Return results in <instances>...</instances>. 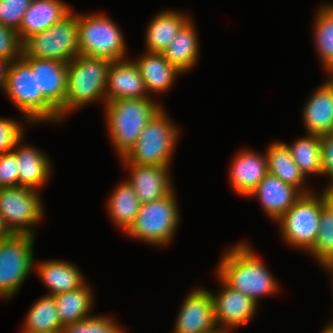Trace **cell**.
Instances as JSON below:
<instances>
[{
	"label": "cell",
	"instance_id": "obj_1",
	"mask_svg": "<svg viewBox=\"0 0 333 333\" xmlns=\"http://www.w3.org/2000/svg\"><path fill=\"white\" fill-rule=\"evenodd\" d=\"M217 276L230 288L244 293L255 302L277 292L278 283L250 246L238 243L222 256Z\"/></svg>",
	"mask_w": 333,
	"mask_h": 333
},
{
	"label": "cell",
	"instance_id": "obj_2",
	"mask_svg": "<svg viewBox=\"0 0 333 333\" xmlns=\"http://www.w3.org/2000/svg\"><path fill=\"white\" fill-rule=\"evenodd\" d=\"M112 143L123 159L136 144L147 123L162 109L149 97L111 100L105 103Z\"/></svg>",
	"mask_w": 333,
	"mask_h": 333
},
{
	"label": "cell",
	"instance_id": "obj_3",
	"mask_svg": "<svg viewBox=\"0 0 333 333\" xmlns=\"http://www.w3.org/2000/svg\"><path fill=\"white\" fill-rule=\"evenodd\" d=\"M110 60L79 54L67 64V92L58 110L59 121L67 113L102 98L106 103V83Z\"/></svg>",
	"mask_w": 333,
	"mask_h": 333
},
{
	"label": "cell",
	"instance_id": "obj_4",
	"mask_svg": "<svg viewBox=\"0 0 333 333\" xmlns=\"http://www.w3.org/2000/svg\"><path fill=\"white\" fill-rule=\"evenodd\" d=\"M163 108L147 123L136 144L122 159L125 164L169 166L179 137Z\"/></svg>",
	"mask_w": 333,
	"mask_h": 333
},
{
	"label": "cell",
	"instance_id": "obj_5",
	"mask_svg": "<svg viewBox=\"0 0 333 333\" xmlns=\"http://www.w3.org/2000/svg\"><path fill=\"white\" fill-rule=\"evenodd\" d=\"M4 92L28 122L59 121V111L37 89L36 71L22 57L12 62Z\"/></svg>",
	"mask_w": 333,
	"mask_h": 333
},
{
	"label": "cell",
	"instance_id": "obj_6",
	"mask_svg": "<svg viewBox=\"0 0 333 333\" xmlns=\"http://www.w3.org/2000/svg\"><path fill=\"white\" fill-rule=\"evenodd\" d=\"M22 57L56 60L68 64L79 55L78 14L70 12L50 28L28 37Z\"/></svg>",
	"mask_w": 333,
	"mask_h": 333
},
{
	"label": "cell",
	"instance_id": "obj_7",
	"mask_svg": "<svg viewBox=\"0 0 333 333\" xmlns=\"http://www.w3.org/2000/svg\"><path fill=\"white\" fill-rule=\"evenodd\" d=\"M173 191L163 198L141 204L136 219L126 234L153 245L164 246L171 242L180 220Z\"/></svg>",
	"mask_w": 333,
	"mask_h": 333
},
{
	"label": "cell",
	"instance_id": "obj_8",
	"mask_svg": "<svg viewBox=\"0 0 333 333\" xmlns=\"http://www.w3.org/2000/svg\"><path fill=\"white\" fill-rule=\"evenodd\" d=\"M123 34L116 23L102 14L78 15L79 54L104 58L107 60H124L126 44Z\"/></svg>",
	"mask_w": 333,
	"mask_h": 333
},
{
	"label": "cell",
	"instance_id": "obj_9",
	"mask_svg": "<svg viewBox=\"0 0 333 333\" xmlns=\"http://www.w3.org/2000/svg\"><path fill=\"white\" fill-rule=\"evenodd\" d=\"M35 237L12 234L0 241V297L9 299L33 270Z\"/></svg>",
	"mask_w": 333,
	"mask_h": 333
},
{
	"label": "cell",
	"instance_id": "obj_10",
	"mask_svg": "<svg viewBox=\"0 0 333 333\" xmlns=\"http://www.w3.org/2000/svg\"><path fill=\"white\" fill-rule=\"evenodd\" d=\"M314 194H302L278 220L285 243L304 251L313 247L319 230L323 193L318 197Z\"/></svg>",
	"mask_w": 333,
	"mask_h": 333
},
{
	"label": "cell",
	"instance_id": "obj_11",
	"mask_svg": "<svg viewBox=\"0 0 333 333\" xmlns=\"http://www.w3.org/2000/svg\"><path fill=\"white\" fill-rule=\"evenodd\" d=\"M41 203L36 190L22 186L0 189V214L12 234L35 236L31 228L43 217Z\"/></svg>",
	"mask_w": 333,
	"mask_h": 333
},
{
	"label": "cell",
	"instance_id": "obj_12",
	"mask_svg": "<svg viewBox=\"0 0 333 333\" xmlns=\"http://www.w3.org/2000/svg\"><path fill=\"white\" fill-rule=\"evenodd\" d=\"M174 333H221L214 318L211 292L195 289L186 296L177 316Z\"/></svg>",
	"mask_w": 333,
	"mask_h": 333
},
{
	"label": "cell",
	"instance_id": "obj_13",
	"mask_svg": "<svg viewBox=\"0 0 333 333\" xmlns=\"http://www.w3.org/2000/svg\"><path fill=\"white\" fill-rule=\"evenodd\" d=\"M219 280L223 284L222 291L218 296L211 293L214 302V318L219 331L228 333L229 328L233 329L251 321L257 311L258 302L230 288L220 278Z\"/></svg>",
	"mask_w": 333,
	"mask_h": 333
},
{
	"label": "cell",
	"instance_id": "obj_14",
	"mask_svg": "<svg viewBox=\"0 0 333 333\" xmlns=\"http://www.w3.org/2000/svg\"><path fill=\"white\" fill-rule=\"evenodd\" d=\"M113 61L106 83V103L111 100L150 97L142 75L134 61Z\"/></svg>",
	"mask_w": 333,
	"mask_h": 333
},
{
	"label": "cell",
	"instance_id": "obj_15",
	"mask_svg": "<svg viewBox=\"0 0 333 333\" xmlns=\"http://www.w3.org/2000/svg\"><path fill=\"white\" fill-rule=\"evenodd\" d=\"M301 196L296 187L268 173L247 197H257L269 218L278 221Z\"/></svg>",
	"mask_w": 333,
	"mask_h": 333
},
{
	"label": "cell",
	"instance_id": "obj_16",
	"mask_svg": "<svg viewBox=\"0 0 333 333\" xmlns=\"http://www.w3.org/2000/svg\"><path fill=\"white\" fill-rule=\"evenodd\" d=\"M36 71L37 89L59 110L67 92V64L56 60L22 57Z\"/></svg>",
	"mask_w": 333,
	"mask_h": 333
},
{
	"label": "cell",
	"instance_id": "obj_17",
	"mask_svg": "<svg viewBox=\"0 0 333 333\" xmlns=\"http://www.w3.org/2000/svg\"><path fill=\"white\" fill-rule=\"evenodd\" d=\"M131 176L127 180L141 202L148 203L167 196L172 190L169 166L125 164Z\"/></svg>",
	"mask_w": 333,
	"mask_h": 333
},
{
	"label": "cell",
	"instance_id": "obj_18",
	"mask_svg": "<svg viewBox=\"0 0 333 333\" xmlns=\"http://www.w3.org/2000/svg\"><path fill=\"white\" fill-rule=\"evenodd\" d=\"M230 168V182L239 195L248 196L268 174L266 154L251 150L241 151L233 158Z\"/></svg>",
	"mask_w": 333,
	"mask_h": 333
},
{
	"label": "cell",
	"instance_id": "obj_19",
	"mask_svg": "<svg viewBox=\"0 0 333 333\" xmlns=\"http://www.w3.org/2000/svg\"><path fill=\"white\" fill-rule=\"evenodd\" d=\"M71 11L61 0H33L17 31L20 41L23 43L31 35L45 31Z\"/></svg>",
	"mask_w": 333,
	"mask_h": 333
},
{
	"label": "cell",
	"instance_id": "obj_20",
	"mask_svg": "<svg viewBox=\"0 0 333 333\" xmlns=\"http://www.w3.org/2000/svg\"><path fill=\"white\" fill-rule=\"evenodd\" d=\"M21 140L22 138L14 147L15 150H12L18 163L19 186L39 191L50 177V160L43 152L29 144L20 146Z\"/></svg>",
	"mask_w": 333,
	"mask_h": 333
},
{
	"label": "cell",
	"instance_id": "obj_21",
	"mask_svg": "<svg viewBox=\"0 0 333 333\" xmlns=\"http://www.w3.org/2000/svg\"><path fill=\"white\" fill-rule=\"evenodd\" d=\"M303 120L307 134H329L333 124L332 82H325L312 94L304 106Z\"/></svg>",
	"mask_w": 333,
	"mask_h": 333
},
{
	"label": "cell",
	"instance_id": "obj_22",
	"mask_svg": "<svg viewBox=\"0 0 333 333\" xmlns=\"http://www.w3.org/2000/svg\"><path fill=\"white\" fill-rule=\"evenodd\" d=\"M36 269L40 279L50 290L46 295L54 296L73 291L86 282L78 268L70 262L49 260L38 263Z\"/></svg>",
	"mask_w": 333,
	"mask_h": 333
},
{
	"label": "cell",
	"instance_id": "obj_23",
	"mask_svg": "<svg viewBox=\"0 0 333 333\" xmlns=\"http://www.w3.org/2000/svg\"><path fill=\"white\" fill-rule=\"evenodd\" d=\"M142 75L147 92L164 93L168 90L178 74L182 72L164 57L162 53L146 54L133 60Z\"/></svg>",
	"mask_w": 333,
	"mask_h": 333
},
{
	"label": "cell",
	"instance_id": "obj_24",
	"mask_svg": "<svg viewBox=\"0 0 333 333\" xmlns=\"http://www.w3.org/2000/svg\"><path fill=\"white\" fill-rule=\"evenodd\" d=\"M190 19L189 16L172 10L157 14L146 31L147 52L162 53Z\"/></svg>",
	"mask_w": 333,
	"mask_h": 333
},
{
	"label": "cell",
	"instance_id": "obj_25",
	"mask_svg": "<svg viewBox=\"0 0 333 333\" xmlns=\"http://www.w3.org/2000/svg\"><path fill=\"white\" fill-rule=\"evenodd\" d=\"M268 173L280 178L288 185L296 187L302 194L311 193L303 187L306 180L291 156L286 143L277 141L270 144L266 151Z\"/></svg>",
	"mask_w": 333,
	"mask_h": 333
},
{
	"label": "cell",
	"instance_id": "obj_26",
	"mask_svg": "<svg viewBox=\"0 0 333 333\" xmlns=\"http://www.w3.org/2000/svg\"><path fill=\"white\" fill-rule=\"evenodd\" d=\"M195 26L190 19L162 52L171 65L182 73L192 69L198 60L199 44Z\"/></svg>",
	"mask_w": 333,
	"mask_h": 333
},
{
	"label": "cell",
	"instance_id": "obj_27",
	"mask_svg": "<svg viewBox=\"0 0 333 333\" xmlns=\"http://www.w3.org/2000/svg\"><path fill=\"white\" fill-rule=\"evenodd\" d=\"M91 288L85 283L80 288L54 295L62 326L78 323L89 318L93 306Z\"/></svg>",
	"mask_w": 333,
	"mask_h": 333
},
{
	"label": "cell",
	"instance_id": "obj_28",
	"mask_svg": "<svg viewBox=\"0 0 333 333\" xmlns=\"http://www.w3.org/2000/svg\"><path fill=\"white\" fill-rule=\"evenodd\" d=\"M108 213L112 220L125 232L134 223L141 202L139 201L134 188L124 181L115 189L107 202Z\"/></svg>",
	"mask_w": 333,
	"mask_h": 333
},
{
	"label": "cell",
	"instance_id": "obj_29",
	"mask_svg": "<svg viewBox=\"0 0 333 333\" xmlns=\"http://www.w3.org/2000/svg\"><path fill=\"white\" fill-rule=\"evenodd\" d=\"M62 329L55 298L45 295L30 308L22 333H54Z\"/></svg>",
	"mask_w": 333,
	"mask_h": 333
},
{
	"label": "cell",
	"instance_id": "obj_30",
	"mask_svg": "<svg viewBox=\"0 0 333 333\" xmlns=\"http://www.w3.org/2000/svg\"><path fill=\"white\" fill-rule=\"evenodd\" d=\"M323 268L333 263V192L324 190L317 239L308 251Z\"/></svg>",
	"mask_w": 333,
	"mask_h": 333
},
{
	"label": "cell",
	"instance_id": "obj_31",
	"mask_svg": "<svg viewBox=\"0 0 333 333\" xmlns=\"http://www.w3.org/2000/svg\"><path fill=\"white\" fill-rule=\"evenodd\" d=\"M286 145L290 150L292 158L305 177L311 174H322L320 135L308 134L307 137L295 140L292 145Z\"/></svg>",
	"mask_w": 333,
	"mask_h": 333
},
{
	"label": "cell",
	"instance_id": "obj_32",
	"mask_svg": "<svg viewBox=\"0 0 333 333\" xmlns=\"http://www.w3.org/2000/svg\"><path fill=\"white\" fill-rule=\"evenodd\" d=\"M315 17V45L327 70L333 64V4L319 8Z\"/></svg>",
	"mask_w": 333,
	"mask_h": 333
},
{
	"label": "cell",
	"instance_id": "obj_33",
	"mask_svg": "<svg viewBox=\"0 0 333 333\" xmlns=\"http://www.w3.org/2000/svg\"><path fill=\"white\" fill-rule=\"evenodd\" d=\"M63 333H124L113 318L104 316H90L75 324L64 326Z\"/></svg>",
	"mask_w": 333,
	"mask_h": 333
},
{
	"label": "cell",
	"instance_id": "obj_34",
	"mask_svg": "<svg viewBox=\"0 0 333 333\" xmlns=\"http://www.w3.org/2000/svg\"><path fill=\"white\" fill-rule=\"evenodd\" d=\"M33 0H0V23L18 31Z\"/></svg>",
	"mask_w": 333,
	"mask_h": 333
},
{
	"label": "cell",
	"instance_id": "obj_35",
	"mask_svg": "<svg viewBox=\"0 0 333 333\" xmlns=\"http://www.w3.org/2000/svg\"><path fill=\"white\" fill-rule=\"evenodd\" d=\"M23 45L17 31L0 23V58L18 60L22 57Z\"/></svg>",
	"mask_w": 333,
	"mask_h": 333
},
{
	"label": "cell",
	"instance_id": "obj_36",
	"mask_svg": "<svg viewBox=\"0 0 333 333\" xmlns=\"http://www.w3.org/2000/svg\"><path fill=\"white\" fill-rule=\"evenodd\" d=\"M19 170L13 151L0 154V189L19 186Z\"/></svg>",
	"mask_w": 333,
	"mask_h": 333
},
{
	"label": "cell",
	"instance_id": "obj_37",
	"mask_svg": "<svg viewBox=\"0 0 333 333\" xmlns=\"http://www.w3.org/2000/svg\"><path fill=\"white\" fill-rule=\"evenodd\" d=\"M23 136V129L15 120L0 118V154L10 152Z\"/></svg>",
	"mask_w": 333,
	"mask_h": 333
},
{
	"label": "cell",
	"instance_id": "obj_38",
	"mask_svg": "<svg viewBox=\"0 0 333 333\" xmlns=\"http://www.w3.org/2000/svg\"><path fill=\"white\" fill-rule=\"evenodd\" d=\"M322 174L330 176V184L325 190L333 192V135L321 136Z\"/></svg>",
	"mask_w": 333,
	"mask_h": 333
},
{
	"label": "cell",
	"instance_id": "obj_39",
	"mask_svg": "<svg viewBox=\"0 0 333 333\" xmlns=\"http://www.w3.org/2000/svg\"><path fill=\"white\" fill-rule=\"evenodd\" d=\"M11 59L0 58V86L3 91L6 89L9 70L12 64Z\"/></svg>",
	"mask_w": 333,
	"mask_h": 333
},
{
	"label": "cell",
	"instance_id": "obj_40",
	"mask_svg": "<svg viewBox=\"0 0 333 333\" xmlns=\"http://www.w3.org/2000/svg\"><path fill=\"white\" fill-rule=\"evenodd\" d=\"M12 235L9 229L6 227L3 217L0 214V241L8 238Z\"/></svg>",
	"mask_w": 333,
	"mask_h": 333
},
{
	"label": "cell",
	"instance_id": "obj_41",
	"mask_svg": "<svg viewBox=\"0 0 333 333\" xmlns=\"http://www.w3.org/2000/svg\"><path fill=\"white\" fill-rule=\"evenodd\" d=\"M321 333H333V323H330Z\"/></svg>",
	"mask_w": 333,
	"mask_h": 333
},
{
	"label": "cell",
	"instance_id": "obj_42",
	"mask_svg": "<svg viewBox=\"0 0 333 333\" xmlns=\"http://www.w3.org/2000/svg\"><path fill=\"white\" fill-rule=\"evenodd\" d=\"M327 71H328V73H329V75H330V77H329V80L328 81H330V82H332L333 83V64H332V66H330L328 69H327Z\"/></svg>",
	"mask_w": 333,
	"mask_h": 333
},
{
	"label": "cell",
	"instance_id": "obj_43",
	"mask_svg": "<svg viewBox=\"0 0 333 333\" xmlns=\"http://www.w3.org/2000/svg\"><path fill=\"white\" fill-rule=\"evenodd\" d=\"M325 269H327V271H328V270L331 271V272H332L331 274H332V276H333V263L330 264V265H328V266H326Z\"/></svg>",
	"mask_w": 333,
	"mask_h": 333
},
{
	"label": "cell",
	"instance_id": "obj_44",
	"mask_svg": "<svg viewBox=\"0 0 333 333\" xmlns=\"http://www.w3.org/2000/svg\"><path fill=\"white\" fill-rule=\"evenodd\" d=\"M329 134H332V135H333V124H332V127H331V129H330Z\"/></svg>",
	"mask_w": 333,
	"mask_h": 333
}]
</instances>
